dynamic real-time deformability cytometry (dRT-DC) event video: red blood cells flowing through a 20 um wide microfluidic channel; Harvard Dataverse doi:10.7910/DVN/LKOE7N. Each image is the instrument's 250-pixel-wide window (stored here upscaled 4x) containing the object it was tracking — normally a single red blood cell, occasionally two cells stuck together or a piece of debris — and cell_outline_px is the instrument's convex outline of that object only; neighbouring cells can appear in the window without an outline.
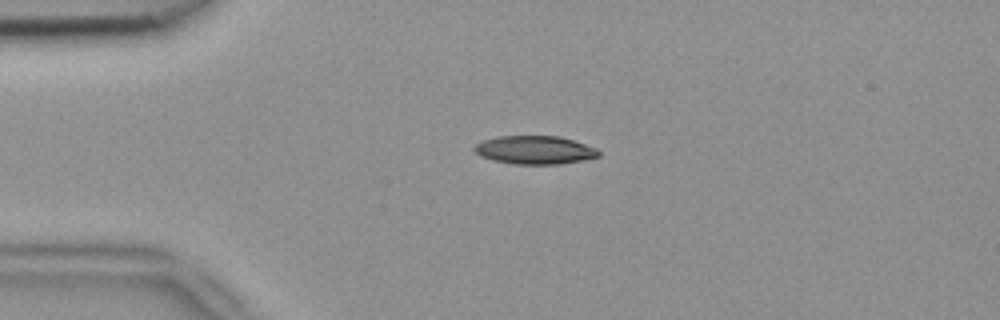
{"species": "common noctule bat (a hibernating species)", "species_latin": "Nyctalus noctula", "temperature_condition": "room temperature", "stored_images_in_passage": 4, "camera_frame_rate_fps": 3000, "um_per_image_px": 0.085, "animal": {"sex": "female", "body_mass_g": 18.4}, "frame": {"image": 1, "passage_image": 3, "time_ms": 0.667, "image_size_px": [1000, 320], "cell_outline_px": [[600, 156], [584, 160], [560, 164], [512, 164], [492, 160], [480, 156], [472, 148], [476, 144], [484, 140], [496, 136], [560, 136], [596, 148], [600, 152]], "centroid_in_image_um": [45.44, 12.75], "position_along_channel_um": 39.6, "area_um2": 20.58}}